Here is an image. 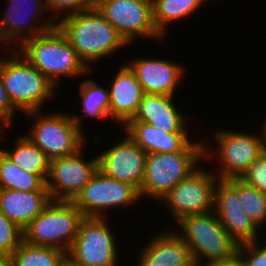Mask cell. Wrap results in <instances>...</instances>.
<instances>
[{
	"instance_id": "cell-8",
	"label": "cell",
	"mask_w": 266,
	"mask_h": 266,
	"mask_svg": "<svg viewBox=\"0 0 266 266\" xmlns=\"http://www.w3.org/2000/svg\"><path fill=\"white\" fill-rule=\"evenodd\" d=\"M203 161L204 152L148 153L145 176L139 190L141 197L161 201Z\"/></svg>"
},
{
	"instance_id": "cell-37",
	"label": "cell",
	"mask_w": 266,
	"mask_h": 266,
	"mask_svg": "<svg viewBox=\"0 0 266 266\" xmlns=\"http://www.w3.org/2000/svg\"><path fill=\"white\" fill-rule=\"evenodd\" d=\"M262 127H263V129H262ZM261 129H262L263 131H261V135H260V137H261V141H262L263 149H264V151H266V119H265V123H264V125L261 126Z\"/></svg>"
},
{
	"instance_id": "cell-33",
	"label": "cell",
	"mask_w": 266,
	"mask_h": 266,
	"mask_svg": "<svg viewBox=\"0 0 266 266\" xmlns=\"http://www.w3.org/2000/svg\"><path fill=\"white\" fill-rule=\"evenodd\" d=\"M18 112L9 101L3 80L1 77V57H0V129L10 128L15 123L13 119Z\"/></svg>"
},
{
	"instance_id": "cell-5",
	"label": "cell",
	"mask_w": 266,
	"mask_h": 266,
	"mask_svg": "<svg viewBox=\"0 0 266 266\" xmlns=\"http://www.w3.org/2000/svg\"><path fill=\"white\" fill-rule=\"evenodd\" d=\"M84 216L71 201H50L23 229V240L69 251Z\"/></svg>"
},
{
	"instance_id": "cell-29",
	"label": "cell",
	"mask_w": 266,
	"mask_h": 266,
	"mask_svg": "<svg viewBox=\"0 0 266 266\" xmlns=\"http://www.w3.org/2000/svg\"><path fill=\"white\" fill-rule=\"evenodd\" d=\"M97 3L98 0H45L46 9L51 12L49 15L56 23L66 16L94 10Z\"/></svg>"
},
{
	"instance_id": "cell-17",
	"label": "cell",
	"mask_w": 266,
	"mask_h": 266,
	"mask_svg": "<svg viewBox=\"0 0 266 266\" xmlns=\"http://www.w3.org/2000/svg\"><path fill=\"white\" fill-rule=\"evenodd\" d=\"M122 127L125 134L147 154L204 152V140L191 141L189 132H165L142 121H128Z\"/></svg>"
},
{
	"instance_id": "cell-21",
	"label": "cell",
	"mask_w": 266,
	"mask_h": 266,
	"mask_svg": "<svg viewBox=\"0 0 266 266\" xmlns=\"http://www.w3.org/2000/svg\"><path fill=\"white\" fill-rule=\"evenodd\" d=\"M173 98L163 94H144L136 114L129 121L147 122L165 132H189L187 118Z\"/></svg>"
},
{
	"instance_id": "cell-35",
	"label": "cell",
	"mask_w": 266,
	"mask_h": 266,
	"mask_svg": "<svg viewBox=\"0 0 266 266\" xmlns=\"http://www.w3.org/2000/svg\"><path fill=\"white\" fill-rule=\"evenodd\" d=\"M58 266H81L74 262L68 255H66L61 262L58 264Z\"/></svg>"
},
{
	"instance_id": "cell-10",
	"label": "cell",
	"mask_w": 266,
	"mask_h": 266,
	"mask_svg": "<svg viewBox=\"0 0 266 266\" xmlns=\"http://www.w3.org/2000/svg\"><path fill=\"white\" fill-rule=\"evenodd\" d=\"M108 217H84L67 255L81 266H118L116 234Z\"/></svg>"
},
{
	"instance_id": "cell-20",
	"label": "cell",
	"mask_w": 266,
	"mask_h": 266,
	"mask_svg": "<svg viewBox=\"0 0 266 266\" xmlns=\"http://www.w3.org/2000/svg\"><path fill=\"white\" fill-rule=\"evenodd\" d=\"M122 65L108 90L110 119L124 126L136 114L145 93L130 68L126 64Z\"/></svg>"
},
{
	"instance_id": "cell-32",
	"label": "cell",
	"mask_w": 266,
	"mask_h": 266,
	"mask_svg": "<svg viewBox=\"0 0 266 266\" xmlns=\"http://www.w3.org/2000/svg\"><path fill=\"white\" fill-rule=\"evenodd\" d=\"M240 179L266 194V151L249 166Z\"/></svg>"
},
{
	"instance_id": "cell-19",
	"label": "cell",
	"mask_w": 266,
	"mask_h": 266,
	"mask_svg": "<svg viewBox=\"0 0 266 266\" xmlns=\"http://www.w3.org/2000/svg\"><path fill=\"white\" fill-rule=\"evenodd\" d=\"M171 229L152 236L141 248L136 266H198L189 247L174 232L175 228Z\"/></svg>"
},
{
	"instance_id": "cell-18",
	"label": "cell",
	"mask_w": 266,
	"mask_h": 266,
	"mask_svg": "<svg viewBox=\"0 0 266 266\" xmlns=\"http://www.w3.org/2000/svg\"><path fill=\"white\" fill-rule=\"evenodd\" d=\"M142 86L145 94L174 96L181 83L185 66L167 59L138 58L126 63Z\"/></svg>"
},
{
	"instance_id": "cell-15",
	"label": "cell",
	"mask_w": 266,
	"mask_h": 266,
	"mask_svg": "<svg viewBox=\"0 0 266 266\" xmlns=\"http://www.w3.org/2000/svg\"><path fill=\"white\" fill-rule=\"evenodd\" d=\"M213 211L237 243L258 241V234L262 231L244 211L237 194V178L219 179L214 191Z\"/></svg>"
},
{
	"instance_id": "cell-6",
	"label": "cell",
	"mask_w": 266,
	"mask_h": 266,
	"mask_svg": "<svg viewBox=\"0 0 266 266\" xmlns=\"http://www.w3.org/2000/svg\"><path fill=\"white\" fill-rule=\"evenodd\" d=\"M24 115L35 120L25 136L41 148L50 160L75 154L86 145L85 131L78 127L67 112L56 110L44 115L41 110Z\"/></svg>"
},
{
	"instance_id": "cell-11",
	"label": "cell",
	"mask_w": 266,
	"mask_h": 266,
	"mask_svg": "<svg viewBox=\"0 0 266 266\" xmlns=\"http://www.w3.org/2000/svg\"><path fill=\"white\" fill-rule=\"evenodd\" d=\"M140 199L134 185L109 178L97 170L71 202L84 217H108L110 210L137 205Z\"/></svg>"
},
{
	"instance_id": "cell-24",
	"label": "cell",
	"mask_w": 266,
	"mask_h": 266,
	"mask_svg": "<svg viewBox=\"0 0 266 266\" xmlns=\"http://www.w3.org/2000/svg\"><path fill=\"white\" fill-rule=\"evenodd\" d=\"M48 174H31L18 167L0 149V189L17 191H48Z\"/></svg>"
},
{
	"instance_id": "cell-25",
	"label": "cell",
	"mask_w": 266,
	"mask_h": 266,
	"mask_svg": "<svg viewBox=\"0 0 266 266\" xmlns=\"http://www.w3.org/2000/svg\"><path fill=\"white\" fill-rule=\"evenodd\" d=\"M207 1L209 0H152L154 25L165 38L167 26L194 14Z\"/></svg>"
},
{
	"instance_id": "cell-4",
	"label": "cell",
	"mask_w": 266,
	"mask_h": 266,
	"mask_svg": "<svg viewBox=\"0 0 266 266\" xmlns=\"http://www.w3.org/2000/svg\"><path fill=\"white\" fill-rule=\"evenodd\" d=\"M178 223V224H177ZM180 230L174 232L189 247L194 262L200 266L229 260L238 254L237 243L222 226L214 211L187 215L176 222Z\"/></svg>"
},
{
	"instance_id": "cell-1",
	"label": "cell",
	"mask_w": 266,
	"mask_h": 266,
	"mask_svg": "<svg viewBox=\"0 0 266 266\" xmlns=\"http://www.w3.org/2000/svg\"><path fill=\"white\" fill-rule=\"evenodd\" d=\"M57 27L90 72L92 64L129 46L97 9L66 16Z\"/></svg>"
},
{
	"instance_id": "cell-16",
	"label": "cell",
	"mask_w": 266,
	"mask_h": 266,
	"mask_svg": "<svg viewBox=\"0 0 266 266\" xmlns=\"http://www.w3.org/2000/svg\"><path fill=\"white\" fill-rule=\"evenodd\" d=\"M112 147L97 155L98 170L105 176L142 187L147 153L127 134Z\"/></svg>"
},
{
	"instance_id": "cell-31",
	"label": "cell",
	"mask_w": 266,
	"mask_h": 266,
	"mask_svg": "<svg viewBox=\"0 0 266 266\" xmlns=\"http://www.w3.org/2000/svg\"><path fill=\"white\" fill-rule=\"evenodd\" d=\"M239 245L238 256L243 266H266V240ZM260 243V244H259Z\"/></svg>"
},
{
	"instance_id": "cell-2",
	"label": "cell",
	"mask_w": 266,
	"mask_h": 266,
	"mask_svg": "<svg viewBox=\"0 0 266 266\" xmlns=\"http://www.w3.org/2000/svg\"><path fill=\"white\" fill-rule=\"evenodd\" d=\"M17 50L57 88L60 77L91 74L58 27L26 40Z\"/></svg>"
},
{
	"instance_id": "cell-27",
	"label": "cell",
	"mask_w": 266,
	"mask_h": 266,
	"mask_svg": "<svg viewBox=\"0 0 266 266\" xmlns=\"http://www.w3.org/2000/svg\"><path fill=\"white\" fill-rule=\"evenodd\" d=\"M67 253L61 249L33 245L24 240L9 256L14 266H58Z\"/></svg>"
},
{
	"instance_id": "cell-34",
	"label": "cell",
	"mask_w": 266,
	"mask_h": 266,
	"mask_svg": "<svg viewBox=\"0 0 266 266\" xmlns=\"http://www.w3.org/2000/svg\"><path fill=\"white\" fill-rule=\"evenodd\" d=\"M200 266H243V263L241 261V258L238 255H236L235 257L229 260L215 261L207 264L204 263Z\"/></svg>"
},
{
	"instance_id": "cell-30",
	"label": "cell",
	"mask_w": 266,
	"mask_h": 266,
	"mask_svg": "<svg viewBox=\"0 0 266 266\" xmlns=\"http://www.w3.org/2000/svg\"><path fill=\"white\" fill-rule=\"evenodd\" d=\"M23 240V230L0 212V256H10Z\"/></svg>"
},
{
	"instance_id": "cell-22",
	"label": "cell",
	"mask_w": 266,
	"mask_h": 266,
	"mask_svg": "<svg viewBox=\"0 0 266 266\" xmlns=\"http://www.w3.org/2000/svg\"><path fill=\"white\" fill-rule=\"evenodd\" d=\"M50 201L48 191L0 189V212L22 230Z\"/></svg>"
},
{
	"instance_id": "cell-23",
	"label": "cell",
	"mask_w": 266,
	"mask_h": 266,
	"mask_svg": "<svg viewBox=\"0 0 266 266\" xmlns=\"http://www.w3.org/2000/svg\"><path fill=\"white\" fill-rule=\"evenodd\" d=\"M79 94L81 97V107L83 109L84 115L71 114L73 121L78 125L81 130H84L82 126V121L87 117L91 119H101L110 118L109 116V90L108 88H103L97 81L93 79H85L79 84Z\"/></svg>"
},
{
	"instance_id": "cell-3",
	"label": "cell",
	"mask_w": 266,
	"mask_h": 266,
	"mask_svg": "<svg viewBox=\"0 0 266 266\" xmlns=\"http://www.w3.org/2000/svg\"><path fill=\"white\" fill-rule=\"evenodd\" d=\"M3 51L8 54L1 57V77L12 106L23 114L41 111L45 101L56 96L57 87L17 49Z\"/></svg>"
},
{
	"instance_id": "cell-12",
	"label": "cell",
	"mask_w": 266,
	"mask_h": 266,
	"mask_svg": "<svg viewBox=\"0 0 266 266\" xmlns=\"http://www.w3.org/2000/svg\"><path fill=\"white\" fill-rule=\"evenodd\" d=\"M96 9L128 45L139 37L164 40L153 22L152 0H98Z\"/></svg>"
},
{
	"instance_id": "cell-13",
	"label": "cell",
	"mask_w": 266,
	"mask_h": 266,
	"mask_svg": "<svg viewBox=\"0 0 266 266\" xmlns=\"http://www.w3.org/2000/svg\"><path fill=\"white\" fill-rule=\"evenodd\" d=\"M206 168L199 167L184 181L178 183L161 200L169 207L168 215L179 221L187 215L204 214L214 210V191L219 177Z\"/></svg>"
},
{
	"instance_id": "cell-9",
	"label": "cell",
	"mask_w": 266,
	"mask_h": 266,
	"mask_svg": "<svg viewBox=\"0 0 266 266\" xmlns=\"http://www.w3.org/2000/svg\"><path fill=\"white\" fill-rule=\"evenodd\" d=\"M7 1L0 17V44L5 45L4 50L18 49L26 40L57 27L46 14L45 0Z\"/></svg>"
},
{
	"instance_id": "cell-36",
	"label": "cell",
	"mask_w": 266,
	"mask_h": 266,
	"mask_svg": "<svg viewBox=\"0 0 266 266\" xmlns=\"http://www.w3.org/2000/svg\"><path fill=\"white\" fill-rule=\"evenodd\" d=\"M0 266H14L9 256H0Z\"/></svg>"
},
{
	"instance_id": "cell-28",
	"label": "cell",
	"mask_w": 266,
	"mask_h": 266,
	"mask_svg": "<svg viewBox=\"0 0 266 266\" xmlns=\"http://www.w3.org/2000/svg\"><path fill=\"white\" fill-rule=\"evenodd\" d=\"M237 194L245 213L261 230V226L266 225V194L249 186L240 178H237Z\"/></svg>"
},
{
	"instance_id": "cell-14",
	"label": "cell",
	"mask_w": 266,
	"mask_h": 266,
	"mask_svg": "<svg viewBox=\"0 0 266 266\" xmlns=\"http://www.w3.org/2000/svg\"><path fill=\"white\" fill-rule=\"evenodd\" d=\"M84 150L50 160L46 187L52 201H72L97 172V156L87 161Z\"/></svg>"
},
{
	"instance_id": "cell-26",
	"label": "cell",
	"mask_w": 266,
	"mask_h": 266,
	"mask_svg": "<svg viewBox=\"0 0 266 266\" xmlns=\"http://www.w3.org/2000/svg\"><path fill=\"white\" fill-rule=\"evenodd\" d=\"M12 151L1 149L18 167L31 174H49L50 159L25 135H19Z\"/></svg>"
},
{
	"instance_id": "cell-38",
	"label": "cell",
	"mask_w": 266,
	"mask_h": 266,
	"mask_svg": "<svg viewBox=\"0 0 266 266\" xmlns=\"http://www.w3.org/2000/svg\"><path fill=\"white\" fill-rule=\"evenodd\" d=\"M4 132H5V131H4L3 129H0V139H3V137H2L3 135H2V134H3Z\"/></svg>"
},
{
	"instance_id": "cell-7",
	"label": "cell",
	"mask_w": 266,
	"mask_h": 266,
	"mask_svg": "<svg viewBox=\"0 0 266 266\" xmlns=\"http://www.w3.org/2000/svg\"><path fill=\"white\" fill-rule=\"evenodd\" d=\"M212 132L217 148L204 142V160H214L213 158L218 157L215 161L220 168H216L217 171L214 173L220 180L241 178L249 166L264 152L258 133H244L232 129H217Z\"/></svg>"
}]
</instances>
